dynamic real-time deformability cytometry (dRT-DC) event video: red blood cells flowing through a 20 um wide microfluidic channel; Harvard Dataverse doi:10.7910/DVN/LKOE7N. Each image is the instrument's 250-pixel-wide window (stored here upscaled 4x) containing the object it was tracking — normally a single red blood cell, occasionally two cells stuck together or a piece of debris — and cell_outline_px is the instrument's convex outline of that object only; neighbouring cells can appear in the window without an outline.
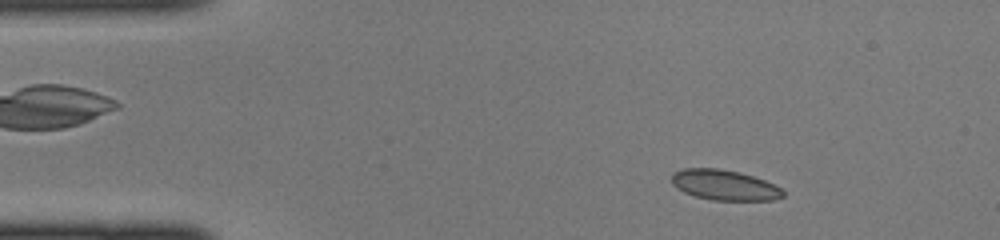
{"species": "common noctule bat (a hibernating species)", "species_latin": "Nyctalus noctula", "temperature_condition": "cold", "stored_images_in_passage": 44, "camera_frame_rate_fps": 3000, "um_per_image_px": 0.085, "animal": {"sex": "female", "body_mass_g": 22.0, "forearm_length_mm": 56.7}, "frame": {"image": 1, "passage_image": 6, "time_ms": 1.667, "image_size_px": [1000, 240], "cell_outline_px": [[784, 196], [772, 200], [712, 200], [696, 196], [684, 192], [676, 188], [672, 184], [672, 172], [684, 168], [720, 168], [740, 172], [764, 180], [780, 188], [784, 192]], "centroid_in_image_um": [61.54, 15.72], "position_along_channel_um": 23.5, "area_um2": 19.65}}
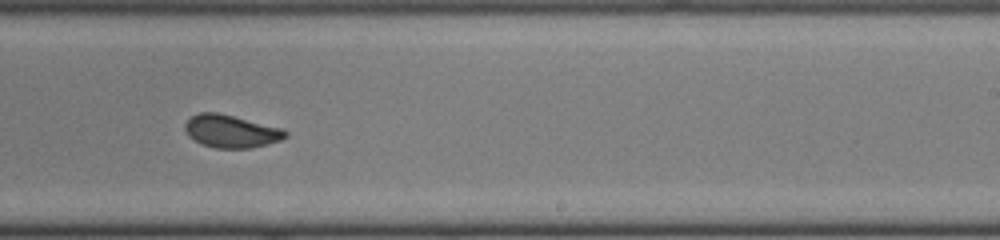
{"frame": {"image": 2, "passage_image": 27, "time_ms": 8.667, "image_size_px": [1000, 240], "cell_outline_px": [[288, 136], [280, 140], [268, 144], [252, 148], [216, 148], [200, 144], [188, 136], [184, 128], [184, 124], [192, 116], [200, 112], [216, 112], [284, 128], [288, 132]], "centroid_in_image_um": [19.65, 11.16], "position_along_channel_um": 269.3, "area_um2": 19.31}}
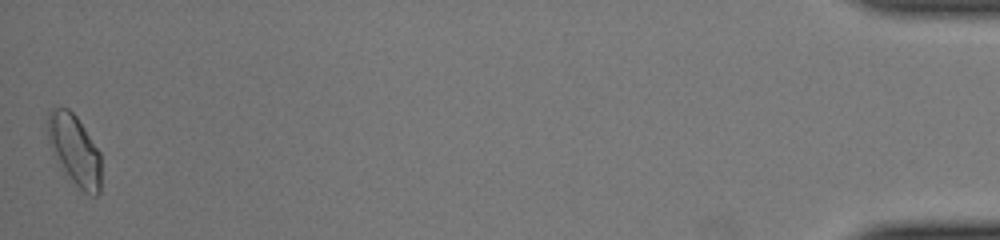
{"frame": {"image": 3, "passage_image": 44, "time_ms": 14.333, "image_size_px": [1000, 240], "cell_outline_px": [[100, 192], [96, 196], [88, 196], [68, 176], [52, 152], [48, 140], [48, 112], [52, 108], [68, 108], [76, 116], [100, 152]], "centroid_in_image_um": [6.34, 12.75], "position_along_channel_um": 428.9, "area_um2": 21.62}}